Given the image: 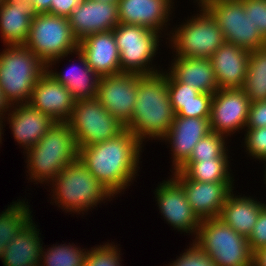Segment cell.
<instances>
[{"label": "cell", "mask_w": 266, "mask_h": 266, "mask_svg": "<svg viewBox=\"0 0 266 266\" xmlns=\"http://www.w3.org/2000/svg\"><path fill=\"white\" fill-rule=\"evenodd\" d=\"M143 147L132 132L124 129L102 143L79 147L78 159L114 197H118L139 176Z\"/></svg>", "instance_id": "obj_1"}, {"label": "cell", "mask_w": 266, "mask_h": 266, "mask_svg": "<svg viewBox=\"0 0 266 266\" xmlns=\"http://www.w3.org/2000/svg\"><path fill=\"white\" fill-rule=\"evenodd\" d=\"M168 94L167 71L140 75L133 115L125 129L143 144L165 136L175 118Z\"/></svg>", "instance_id": "obj_2"}, {"label": "cell", "mask_w": 266, "mask_h": 266, "mask_svg": "<svg viewBox=\"0 0 266 266\" xmlns=\"http://www.w3.org/2000/svg\"><path fill=\"white\" fill-rule=\"evenodd\" d=\"M24 154L28 182L49 186L68 164L78 159V147L69 123L56 121Z\"/></svg>", "instance_id": "obj_3"}, {"label": "cell", "mask_w": 266, "mask_h": 266, "mask_svg": "<svg viewBox=\"0 0 266 266\" xmlns=\"http://www.w3.org/2000/svg\"><path fill=\"white\" fill-rule=\"evenodd\" d=\"M51 202L66 214H88V210L115 198L79 160L68 164L59 175L49 183Z\"/></svg>", "instance_id": "obj_4"}, {"label": "cell", "mask_w": 266, "mask_h": 266, "mask_svg": "<svg viewBox=\"0 0 266 266\" xmlns=\"http://www.w3.org/2000/svg\"><path fill=\"white\" fill-rule=\"evenodd\" d=\"M193 2L198 5L197 13L168 30L164 39L174 56L209 59L226 41L213 16L200 3Z\"/></svg>", "instance_id": "obj_5"}, {"label": "cell", "mask_w": 266, "mask_h": 266, "mask_svg": "<svg viewBox=\"0 0 266 266\" xmlns=\"http://www.w3.org/2000/svg\"><path fill=\"white\" fill-rule=\"evenodd\" d=\"M45 71L46 64L25 45L5 46L0 52V87L13 105L30 102Z\"/></svg>", "instance_id": "obj_6"}, {"label": "cell", "mask_w": 266, "mask_h": 266, "mask_svg": "<svg viewBox=\"0 0 266 266\" xmlns=\"http://www.w3.org/2000/svg\"><path fill=\"white\" fill-rule=\"evenodd\" d=\"M78 40L73 36L69 19L49 13L36 14L31 20L25 46L46 67H54L78 49ZM55 65V66H54Z\"/></svg>", "instance_id": "obj_7"}, {"label": "cell", "mask_w": 266, "mask_h": 266, "mask_svg": "<svg viewBox=\"0 0 266 266\" xmlns=\"http://www.w3.org/2000/svg\"><path fill=\"white\" fill-rule=\"evenodd\" d=\"M192 241L216 266H253L254 253L247 237L238 234L218 217L202 220Z\"/></svg>", "instance_id": "obj_8"}, {"label": "cell", "mask_w": 266, "mask_h": 266, "mask_svg": "<svg viewBox=\"0 0 266 266\" xmlns=\"http://www.w3.org/2000/svg\"><path fill=\"white\" fill-rule=\"evenodd\" d=\"M113 33L119 51L121 72L152 75L163 70L160 65L152 64L163 41L160 39L164 38L163 34L145 26L122 23L113 29Z\"/></svg>", "instance_id": "obj_9"}, {"label": "cell", "mask_w": 266, "mask_h": 266, "mask_svg": "<svg viewBox=\"0 0 266 266\" xmlns=\"http://www.w3.org/2000/svg\"><path fill=\"white\" fill-rule=\"evenodd\" d=\"M216 20L225 41L249 51L266 45V39L251 22L241 0H196Z\"/></svg>", "instance_id": "obj_10"}, {"label": "cell", "mask_w": 266, "mask_h": 266, "mask_svg": "<svg viewBox=\"0 0 266 266\" xmlns=\"http://www.w3.org/2000/svg\"><path fill=\"white\" fill-rule=\"evenodd\" d=\"M67 122L78 148L112 139L125 129V126L112 116L96 97L77 100Z\"/></svg>", "instance_id": "obj_11"}, {"label": "cell", "mask_w": 266, "mask_h": 266, "mask_svg": "<svg viewBox=\"0 0 266 266\" xmlns=\"http://www.w3.org/2000/svg\"><path fill=\"white\" fill-rule=\"evenodd\" d=\"M251 101L242 88L219 89L213 94L210 110L211 132L227 138L244 131Z\"/></svg>", "instance_id": "obj_12"}, {"label": "cell", "mask_w": 266, "mask_h": 266, "mask_svg": "<svg viewBox=\"0 0 266 266\" xmlns=\"http://www.w3.org/2000/svg\"><path fill=\"white\" fill-rule=\"evenodd\" d=\"M168 178L154 189L159 213L174 230L195 238L201 220L192 210L182 186L172 176Z\"/></svg>", "instance_id": "obj_13"}, {"label": "cell", "mask_w": 266, "mask_h": 266, "mask_svg": "<svg viewBox=\"0 0 266 266\" xmlns=\"http://www.w3.org/2000/svg\"><path fill=\"white\" fill-rule=\"evenodd\" d=\"M139 76L137 73L121 72L101 76L98 83L96 98L124 126L132 119Z\"/></svg>", "instance_id": "obj_14"}, {"label": "cell", "mask_w": 266, "mask_h": 266, "mask_svg": "<svg viewBox=\"0 0 266 266\" xmlns=\"http://www.w3.org/2000/svg\"><path fill=\"white\" fill-rule=\"evenodd\" d=\"M184 189L187 200L200 220L219 217L235 182H198L177 170L171 175Z\"/></svg>", "instance_id": "obj_15"}, {"label": "cell", "mask_w": 266, "mask_h": 266, "mask_svg": "<svg viewBox=\"0 0 266 266\" xmlns=\"http://www.w3.org/2000/svg\"><path fill=\"white\" fill-rule=\"evenodd\" d=\"M68 19L78 41L93 33L113 30L119 24L118 1L82 0Z\"/></svg>", "instance_id": "obj_16"}, {"label": "cell", "mask_w": 266, "mask_h": 266, "mask_svg": "<svg viewBox=\"0 0 266 266\" xmlns=\"http://www.w3.org/2000/svg\"><path fill=\"white\" fill-rule=\"evenodd\" d=\"M174 6V0H118L119 23L145 26L164 35Z\"/></svg>", "instance_id": "obj_17"}, {"label": "cell", "mask_w": 266, "mask_h": 266, "mask_svg": "<svg viewBox=\"0 0 266 266\" xmlns=\"http://www.w3.org/2000/svg\"><path fill=\"white\" fill-rule=\"evenodd\" d=\"M209 133V119L175 115L171 127L160 141L166 142L171 149V172L177 170L190 157L197 142Z\"/></svg>", "instance_id": "obj_18"}, {"label": "cell", "mask_w": 266, "mask_h": 266, "mask_svg": "<svg viewBox=\"0 0 266 266\" xmlns=\"http://www.w3.org/2000/svg\"><path fill=\"white\" fill-rule=\"evenodd\" d=\"M3 128L9 124L17 145L32 148L46 134L55 121L47 114L33 108L29 103L14 104L12 110L2 119Z\"/></svg>", "instance_id": "obj_19"}, {"label": "cell", "mask_w": 266, "mask_h": 266, "mask_svg": "<svg viewBox=\"0 0 266 266\" xmlns=\"http://www.w3.org/2000/svg\"><path fill=\"white\" fill-rule=\"evenodd\" d=\"M75 102L69 89L46 70L34 86L29 104L49 115L55 122H67Z\"/></svg>", "instance_id": "obj_20"}, {"label": "cell", "mask_w": 266, "mask_h": 266, "mask_svg": "<svg viewBox=\"0 0 266 266\" xmlns=\"http://www.w3.org/2000/svg\"><path fill=\"white\" fill-rule=\"evenodd\" d=\"M88 66L101 76L121 73L119 51L113 30L93 33L78 42Z\"/></svg>", "instance_id": "obj_21"}, {"label": "cell", "mask_w": 266, "mask_h": 266, "mask_svg": "<svg viewBox=\"0 0 266 266\" xmlns=\"http://www.w3.org/2000/svg\"><path fill=\"white\" fill-rule=\"evenodd\" d=\"M250 51L225 42L209 58L219 89L242 88L248 68Z\"/></svg>", "instance_id": "obj_22"}, {"label": "cell", "mask_w": 266, "mask_h": 266, "mask_svg": "<svg viewBox=\"0 0 266 266\" xmlns=\"http://www.w3.org/2000/svg\"><path fill=\"white\" fill-rule=\"evenodd\" d=\"M36 14L32 0H4L0 7V37L3 45H25L31 20Z\"/></svg>", "instance_id": "obj_23"}, {"label": "cell", "mask_w": 266, "mask_h": 266, "mask_svg": "<svg viewBox=\"0 0 266 266\" xmlns=\"http://www.w3.org/2000/svg\"><path fill=\"white\" fill-rule=\"evenodd\" d=\"M166 69L178 82L192 86L200 93L214 94L219 90L215 71L208 58L173 56Z\"/></svg>", "instance_id": "obj_24"}, {"label": "cell", "mask_w": 266, "mask_h": 266, "mask_svg": "<svg viewBox=\"0 0 266 266\" xmlns=\"http://www.w3.org/2000/svg\"><path fill=\"white\" fill-rule=\"evenodd\" d=\"M234 192L227 196L218 218L238 234L248 238L266 204L253 196L236 195Z\"/></svg>", "instance_id": "obj_25"}, {"label": "cell", "mask_w": 266, "mask_h": 266, "mask_svg": "<svg viewBox=\"0 0 266 266\" xmlns=\"http://www.w3.org/2000/svg\"><path fill=\"white\" fill-rule=\"evenodd\" d=\"M75 57L80 62V65L72 64L67 71H57L54 67H46V70L59 83L69 89L71 95L77 100L93 99L97 94V87L100 81V76L95 73L87 64L85 56L79 49L73 52ZM62 72V73H61Z\"/></svg>", "instance_id": "obj_26"}, {"label": "cell", "mask_w": 266, "mask_h": 266, "mask_svg": "<svg viewBox=\"0 0 266 266\" xmlns=\"http://www.w3.org/2000/svg\"><path fill=\"white\" fill-rule=\"evenodd\" d=\"M37 227L32 220L7 244L1 259L3 266H39L43 242Z\"/></svg>", "instance_id": "obj_27"}, {"label": "cell", "mask_w": 266, "mask_h": 266, "mask_svg": "<svg viewBox=\"0 0 266 266\" xmlns=\"http://www.w3.org/2000/svg\"><path fill=\"white\" fill-rule=\"evenodd\" d=\"M229 159V160H228ZM230 158H210L196 162H184L177 171L198 182H234Z\"/></svg>", "instance_id": "obj_28"}, {"label": "cell", "mask_w": 266, "mask_h": 266, "mask_svg": "<svg viewBox=\"0 0 266 266\" xmlns=\"http://www.w3.org/2000/svg\"><path fill=\"white\" fill-rule=\"evenodd\" d=\"M26 199L13 201L0 213V259L7 244L34 220L31 215L33 211L28 204V199L25 202Z\"/></svg>", "instance_id": "obj_29"}, {"label": "cell", "mask_w": 266, "mask_h": 266, "mask_svg": "<svg viewBox=\"0 0 266 266\" xmlns=\"http://www.w3.org/2000/svg\"><path fill=\"white\" fill-rule=\"evenodd\" d=\"M242 89L251 103L266 100V45L250 51Z\"/></svg>", "instance_id": "obj_30"}, {"label": "cell", "mask_w": 266, "mask_h": 266, "mask_svg": "<svg viewBox=\"0 0 266 266\" xmlns=\"http://www.w3.org/2000/svg\"><path fill=\"white\" fill-rule=\"evenodd\" d=\"M67 244L56 243L46 249L44 246L39 266H84L88 249L78 247L73 242Z\"/></svg>", "instance_id": "obj_31"}, {"label": "cell", "mask_w": 266, "mask_h": 266, "mask_svg": "<svg viewBox=\"0 0 266 266\" xmlns=\"http://www.w3.org/2000/svg\"><path fill=\"white\" fill-rule=\"evenodd\" d=\"M229 140L226 136L211 132L200 139L194 146L190 157L185 162H196L210 158H230Z\"/></svg>", "instance_id": "obj_32"}, {"label": "cell", "mask_w": 266, "mask_h": 266, "mask_svg": "<svg viewBox=\"0 0 266 266\" xmlns=\"http://www.w3.org/2000/svg\"><path fill=\"white\" fill-rule=\"evenodd\" d=\"M93 247L87 251L84 266H122L123 254L118 244L107 241Z\"/></svg>", "instance_id": "obj_33"}, {"label": "cell", "mask_w": 266, "mask_h": 266, "mask_svg": "<svg viewBox=\"0 0 266 266\" xmlns=\"http://www.w3.org/2000/svg\"><path fill=\"white\" fill-rule=\"evenodd\" d=\"M167 87L171 106L176 114L183 105L201 103V93L190 85L178 82L167 71Z\"/></svg>", "instance_id": "obj_34"}, {"label": "cell", "mask_w": 266, "mask_h": 266, "mask_svg": "<svg viewBox=\"0 0 266 266\" xmlns=\"http://www.w3.org/2000/svg\"><path fill=\"white\" fill-rule=\"evenodd\" d=\"M245 129L244 142L241 143L246 149L244 152L260 163L266 158V127Z\"/></svg>", "instance_id": "obj_35"}, {"label": "cell", "mask_w": 266, "mask_h": 266, "mask_svg": "<svg viewBox=\"0 0 266 266\" xmlns=\"http://www.w3.org/2000/svg\"><path fill=\"white\" fill-rule=\"evenodd\" d=\"M190 243L189 248L187 247L182 254H179L180 256L176 257V260L170 262L169 266H216L210 257L193 241Z\"/></svg>", "instance_id": "obj_36"}, {"label": "cell", "mask_w": 266, "mask_h": 266, "mask_svg": "<svg viewBox=\"0 0 266 266\" xmlns=\"http://www.w3.org/2000/svg\"><path fill=\"white\" fill-rule=\"evenodd\" d=\"M247 16L266 39V0H241Z\"/></svg>", "instance_id": "obj_37"}, {"label": "cell", "mask_w": 266, "mask_h": 266, "mask_svg": "<svg viewBox=\"0 0 266 266\" xmlns=\"http://www.w3.org/2000/svg\"><path fill=\"white\" fill-rule=\"evenodd\" d=\"M213 94L201 93V103H190L176 113L179 117L210 118L211 102Z\"/></svg>", "instance_id": "obj_38"}, {"label": "cell", "mask_w": 266, "mask_h": 266, "mask_svg": "<svg viewBox=\"0 0 266 266\" xmlns=\"http://www.w3.org/2000/svg\"><path fill=\"white\" fill-rule=\"evenodd\" d=\"M247 240L253 253L266 247V206L261 210L257 222Z\"/></svg>", "instance_id": "obj_39"}, {"label": "cell", "mask_w": 266, "mask_h": 266, "mask_svg": "<svg viewBox=\"0 0 266 266\" xmlns=\"http://www.w3.org/2000/svg\"><path fill=\"white\" fill-rule=\"evenodd\" d=\"M266 127V100L250 104L246 128Z\"/></svg>", "instance_id": "obj_40"}, {"label": "cell", "mask_w": 266, "mask_h": 266, "mask_svg": "<svg viewBox=\"0 0 266 266\" xmlns=\"http://www.w3.org/2000/svg\"><path fill=\"white\" fill-rule=\"evenodd\" d=\"M82 0H52L49 14L68 18Z\"/></svg>", "instance_id": "obj_41"}, {"label": "cell", "mask_w": 266, "mask_h": 266, "mask_svg": "<svg viewBox=\"0 0 266 266\" xmlns=\"http://www.w3.org/2000/svg\"><path fill=\"white\" fill-rule=\"evenodd\" d=\"M13 108L11 101L3 93L0 87V119H3Z\"/></svg>", "instance_id": "obj_42"}, {"label": "cell", "mask_w": 266, "mask_h": 266, "mask_svg": "<svg viewBox=\"0 0 266 266\" xmlns=\"http://www.w3.org/2000/svg\"><path fill=\"white\" fill-rule=\"evenodd\" d=\"M52 0H32L37 14L48 13L50 11Z\"/></svg>", "instance_id": "obj_43"}, {"label": "cell", "mask_w": 266, "mask_h": 266, "mask_svg": "<svg viewBox=\"0 0 266 266\" xmlns=\"http://www.w3.org/2000/svg\"><path fill=\"white\" fill-rule=\"evenodd\" d=\"M253 266H266V247L254 253Z\"/></svg>", "instance_id": "obj_44"}, {"label": "cell", "mask_w": 266, "mask_h": 266, "mask_svg": "<svg viewBox=\"0 0 266 266\" xmlns=\"http://www.w3.org/2000/svg\"><path fill=\"white\" fill-rule=\"evenodd\" d=\"M4 130L5 129H3V122H2V119H0V145L3 143L2 142V135L4 136Z\"/></svg>", "instance_id": "obj_45"}, {"label": "cell", "mask_w": 266, "mask_h": 266, "mask_svg": "<svg viewBox=\"0 0 266 266\" xmlns=\"http://www.w3.org/2000/svg\"><path fill=\"white\" fill-rule=\"evenodd\" d=\"M263 163H264V165H263L264 167H263V168L265 169V170L263 171V173H264V175H263L264 178H263V179H264V184L266 185V158L262 161L261 164H263ZM265 187H266V186H265Z\"/></svg>", "instance_id": "obj_46"}, {"label": "cell", "mask_w": 266, "mask_h": 266, "mask_svg": "<svg viewBox=\"0 0 266 266\" xmlns=\"http://www.w3.org/2000/svg\"><path fill=\"white\" fill-rule=\"evenodd\" d=\"M98 1H111V2H114V1H118V0H98Z\"/></svg>", "instance_id": "obj_47"}, {"label": "cell", "mask_w": 266, "mask_h": 266, "mask_svg": "<svg viewBox=\"0 0 266 266\" xmlns=\"http://www.w3.org/2000/svg\"><path fill=\"white\" fill-rule=\"evenodd\" d=\"M3 2H4V0H0V7L2 6Z\"/></svg>", "instance_id": "obj_48"}]
</instances>
